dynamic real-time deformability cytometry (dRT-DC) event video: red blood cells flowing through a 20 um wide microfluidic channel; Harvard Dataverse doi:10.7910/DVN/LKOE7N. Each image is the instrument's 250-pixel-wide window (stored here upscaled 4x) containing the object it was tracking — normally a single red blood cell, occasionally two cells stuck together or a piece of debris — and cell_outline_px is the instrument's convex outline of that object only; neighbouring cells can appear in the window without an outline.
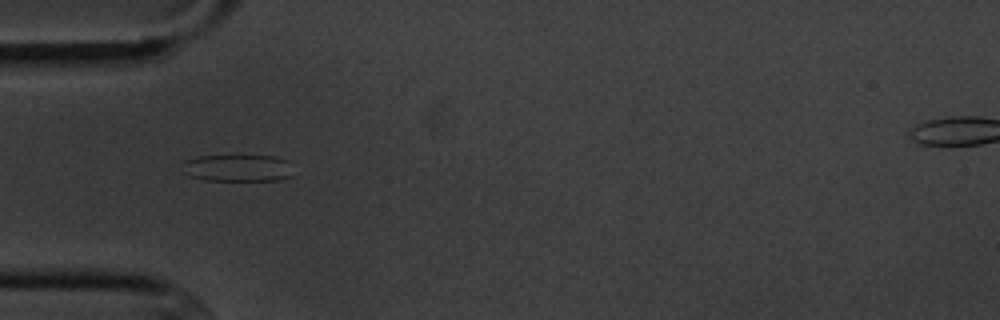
{"species": "common noctule bat (a hibernating species)", "species_latin": "Nyctalus noctula", "temperature_condition": "cold", "stored_images_in_passage": 4, "camera_frame_rate_fps": 3000, "um_per_image_px": 0.085, "animal": {"sex": "male", "body_mass_g": 20.1, "forearm_length_mm": 53.5}, "frame": {"image": 1, "passage_image": 2, "time_ms": 1.0, "image_size_px": [1000, 320], "cell_outline_px": [[292, 176], [280, 180], [204, 180], [188, 176], [180, 168], [184, 160], [196, 156], [276, 156], [288, 160]], "centroid_in_image_um": [20.15, 14.28], "position_along_channel_um": 64.8, "area_um2": 17.63}}
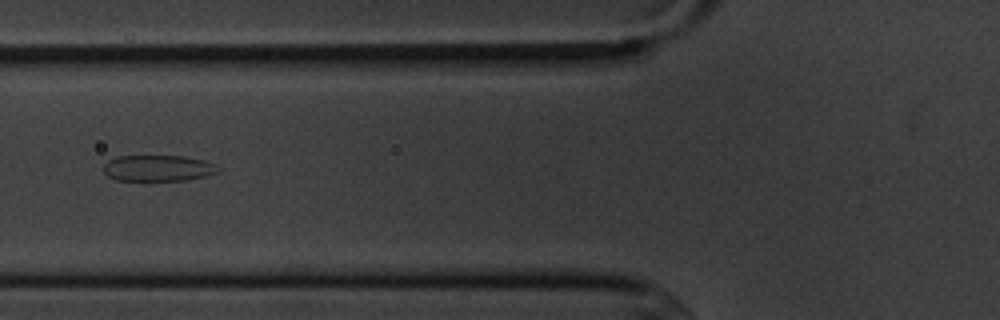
{"frame": {"image": 2, "passage_image": 3, "time_ms": 2.333, "image_size_px": [1000, 320], "cell_outline_px": [[220, 172], [204, 176], [184, 180], [116, 180], [108, 176], [104, 172], [104, 164], [108, 160], [116, 156], [184, 156], [204, 160], [216, 164], [220, 168]], "centroid_in_image_um": [13.45, 14.28], "position_along_channel_um": 112.4, "area_um2": 17.46}}